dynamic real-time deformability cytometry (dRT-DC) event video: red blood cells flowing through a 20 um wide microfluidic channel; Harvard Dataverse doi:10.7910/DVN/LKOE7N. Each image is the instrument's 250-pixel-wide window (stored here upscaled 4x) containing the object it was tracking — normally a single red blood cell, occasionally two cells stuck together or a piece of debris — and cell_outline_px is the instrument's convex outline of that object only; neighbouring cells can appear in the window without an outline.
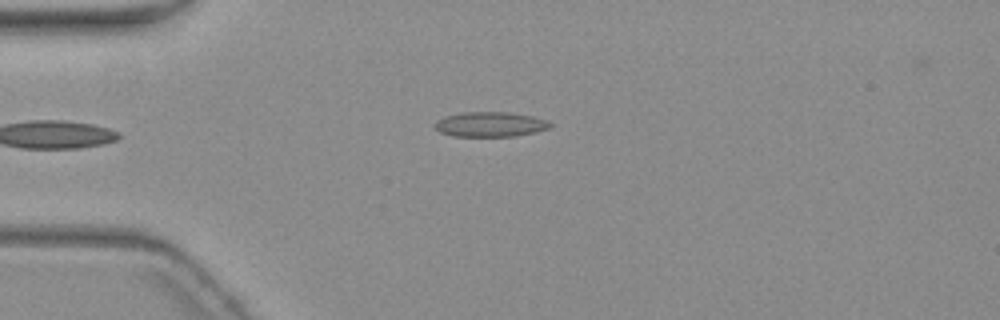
{"species": "common noctule bat (a hibernating species)", "species_latin": "Nyctalus noctula", "temperature_condition": "warm", "stored_images_in_passage": 4, "camera_frame_rate_fps": 3000, "um_per_image_px": 0.085, "animal": {"sex": "female", "body_mass_g": 19.3, "forearm_length_mm": 54.1}, "frame": {"image": 1, "passage_image": 4, "time_ms": 3.667, "image_size_px": [1000, 320], "cell_outline_px": [[552, 128], [536, 132], [516, 136], [452, 136], [440, 132], [436, 128], [436, 124], [444, 116], [464, 112], [508, 112], [532, 116], [544, 120], [552, 124]], "centroid_in_image_um": [41.71, 10.57], "position_along_channel_um": 43.3, "area_um2": 16.59}}